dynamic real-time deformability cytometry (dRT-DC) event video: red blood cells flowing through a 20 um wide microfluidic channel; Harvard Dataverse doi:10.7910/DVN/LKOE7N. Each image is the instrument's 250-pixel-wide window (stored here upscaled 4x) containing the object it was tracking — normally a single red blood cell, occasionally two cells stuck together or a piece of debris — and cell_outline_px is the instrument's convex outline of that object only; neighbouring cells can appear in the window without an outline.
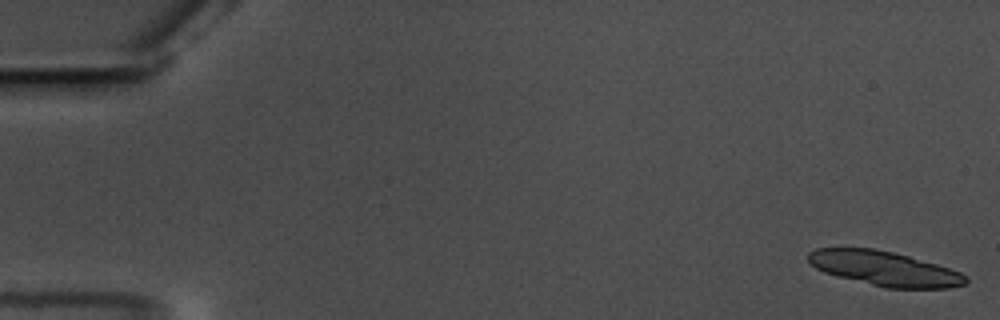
{"species": "common noctule bat (a hibernating species)", "species_latin": "Nyctalus noctula", "temperature_condition": "warm", "stored_images_in_passage": 17, "camera_frame_rate_fps": 3000, "um_per_image_px": 0.085, "animal": {"sex": "male", "body_mass_g": 17.5, "forearm_length_mm": 52.3}, "frame": {"image": 1, "passage_image": 1, "time_ms": 0.0, "image_size_px": [1000, 320], "cell_outline_px": [[968, 280], [964, 284], [948, 288], [884, 288], [836, 276], [824, 272], [816, 268], [808, 260], [808, 252], [816, 248], [872, 248], [892, 252], [908, 256], [936, 264], [960, 272], [968, 276]], "centroid_in_image_um": [75.16, 22.83], "position_along_channel_um": 9.8, "area_um2": 31.62}}